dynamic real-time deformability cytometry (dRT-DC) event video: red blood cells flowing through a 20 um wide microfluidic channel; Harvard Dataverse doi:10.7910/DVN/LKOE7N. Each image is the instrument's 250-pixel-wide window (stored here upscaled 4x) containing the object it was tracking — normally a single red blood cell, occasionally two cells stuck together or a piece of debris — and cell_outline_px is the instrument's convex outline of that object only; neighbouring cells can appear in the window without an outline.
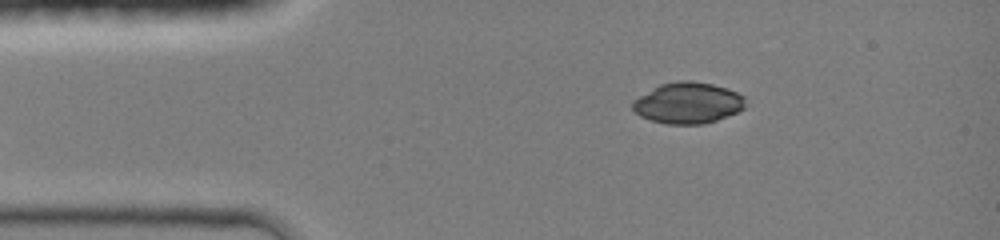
{"species": "common noctule bat (a hibernating species)", "species_latin": "Nyctalus noctula", "temperature_condition": "room temperature", "stored_images_in_passage": 38, "camera_frame_rate_fps": 3000, "um_per_image_px": 0.085, "animal": {"sex": "female", "body_mass_g": 19.0, "forearm_length_mm": 51.5}, "frame": {"image": 1, "passage_image": 1, "time_ms": 0.0, "image_size_px": [1000, 240], "cell_outline_px": [[744, 108], [736, 112], [716, 120], [704, 124], [664, 124], [640, 116], [632, 108], [632, 100], [660, 84], [680, 80], [692, 80], [712, 84], [736, 92], [744, 96]], "centroid_in_image_um": [58.44, 8.75], "position_along_channel_um": 26.6, "area_um2": 26.88}}
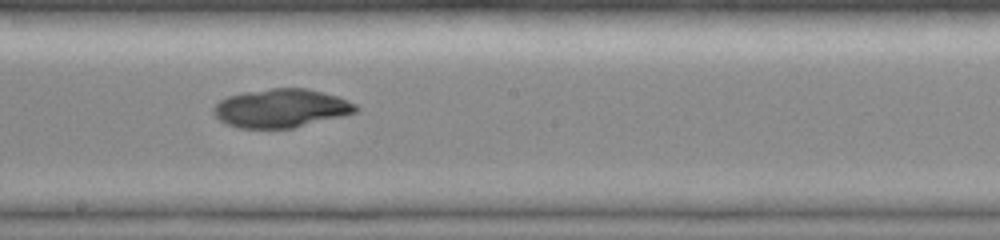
{"frame": {"image": 2, "passage_image": 18, "time_ms": 5.667, "image_size_px": [1000, 240], "cell_outline_px": [[360, 108], [356, 112], [292, 128], [240, 128], [224, 124], [212, 112], [212, 108], [220, 100], [228, 96], [244, 92], [272, 88], [304, 88], [336, 96], [356, 104]], "centroid_in_image_um": [23.84, 9.2], "position_along_channel_um": 224.4, "area_um2": 31.67}}
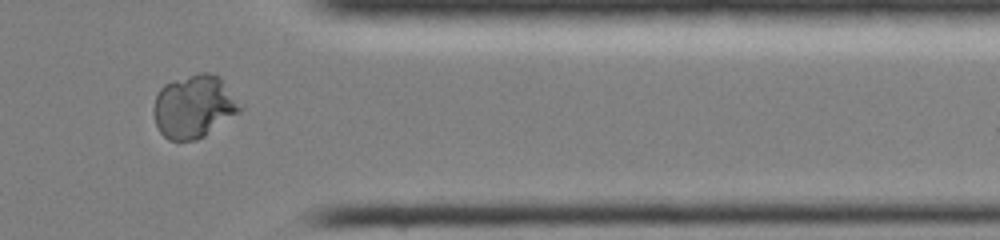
{"frame": {"image": 3, "passage_image": 30, "time_ms": 9.667, "image_size_px": [1000, 240], "cell_outline_px": [[244, 108], [240, 112], [204, 136], [196, 140], [168, 140], [160, 132], [156, 124], [152, 112], [152, 108], [156, 96], [160, 88], [164, 84], [200, 72], [208, 72], [220, 76], [244, 104]], "centroid_in_image_um": [16.52, 9.04], "position_along_channel_um": 394.9, "area_um2": 32.14}}